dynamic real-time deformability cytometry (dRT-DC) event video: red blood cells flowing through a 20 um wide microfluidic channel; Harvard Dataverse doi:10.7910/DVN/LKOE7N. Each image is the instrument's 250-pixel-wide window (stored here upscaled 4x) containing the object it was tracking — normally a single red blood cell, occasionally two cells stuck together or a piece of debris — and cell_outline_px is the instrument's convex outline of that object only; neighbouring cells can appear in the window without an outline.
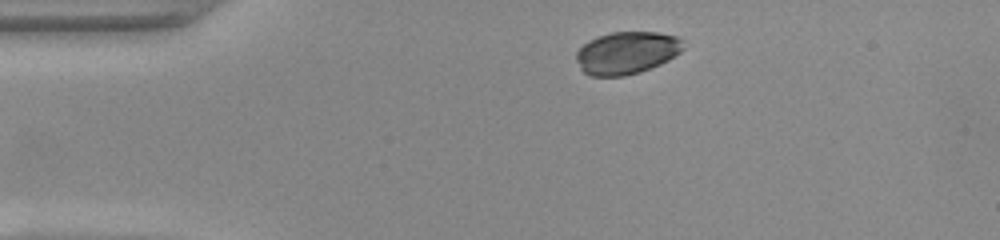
{"species": "common noctule bat (a hibernating species)", "species_latin": "Nyctalus noctula", "temperature_condition": "warm", "stored_images_in_passage": 41, "camera_frame_rate_fps": 3000, "um_per_image_px": 0.085, "animal": {"sex": "female", "body_mass_g": 22.0, "forearm_length_mm": 56.7}, "frame": {"image": 1, "passage_image": 1, "time_ms": 0.0, "image_size_px": [1000, 240], "cell_outline_px": [[684, 48], [680, 52], [668, 60], [660, 64], [640, 72], [624, 76], [592, 76], [584, 72], [580, 68], [576, 60], [576, 52], [588, 40], [612, 32], [656, 32], [676, 36], [680, 40]], "centroid_in_image_um": [53.25, 4.49], "position_along_channel_um": 31.8, "area_um2": 26.3}}
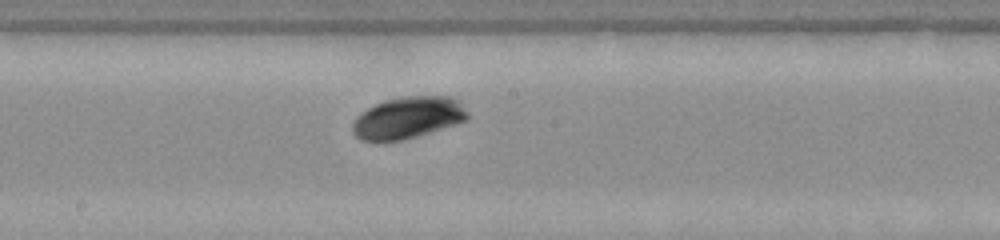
{"frame": {"image": 2, "passage_image": 18, "time_ms": 5.667, "image_size_px": [1000, 240], "cell_outline_px": [[468, 120], [404, 140], [360, 140], [352, 132], [352, 124], [356, 116], [368, 108], [384, 100], [404, 96], [448, 96], [456, 100], [468, 112]], "centroid_in_image_um": [34.66, 10.0], "position_along_channel_um": 213.5, "area_um2": 27.74}}
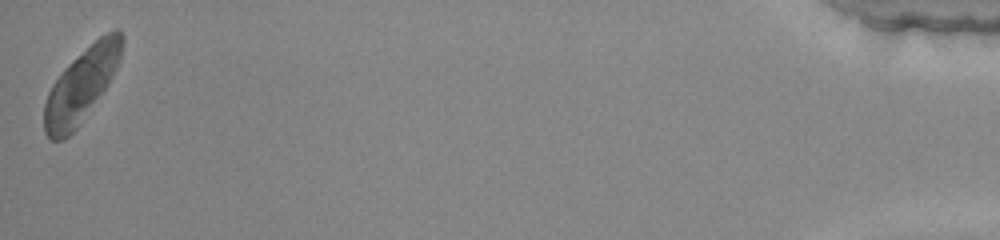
{"frame": {"image": 3, "passage_image": 41, "time_ms": 13.333, "image_size_px": [1000, 240], "cell_outline_px": [[124, 40], [120, 60], [108, 84], [76, 128], [64, 140], [52, 140], [44, 132], [44, 104], [48, 92], [52, 84], [64, 68], [72, 60], [100, 36], [116, 28], [124, 36]], "centroid_in_image_um": [6.91, 7.23], "position_along_channel_um": 428.3, "area_um2": 32.89}, "authors_computed_cell_mechanics": {"area_um2": 28.7844, "velocity_mm_per_s": 4.0657, "shape_relaxation_time_tau1_ms": 1.2544, "shape_relaxation_time_tau2_ms": null, "deformation_change_tau1": 0.0697, "deformation_change_tau2": null}}